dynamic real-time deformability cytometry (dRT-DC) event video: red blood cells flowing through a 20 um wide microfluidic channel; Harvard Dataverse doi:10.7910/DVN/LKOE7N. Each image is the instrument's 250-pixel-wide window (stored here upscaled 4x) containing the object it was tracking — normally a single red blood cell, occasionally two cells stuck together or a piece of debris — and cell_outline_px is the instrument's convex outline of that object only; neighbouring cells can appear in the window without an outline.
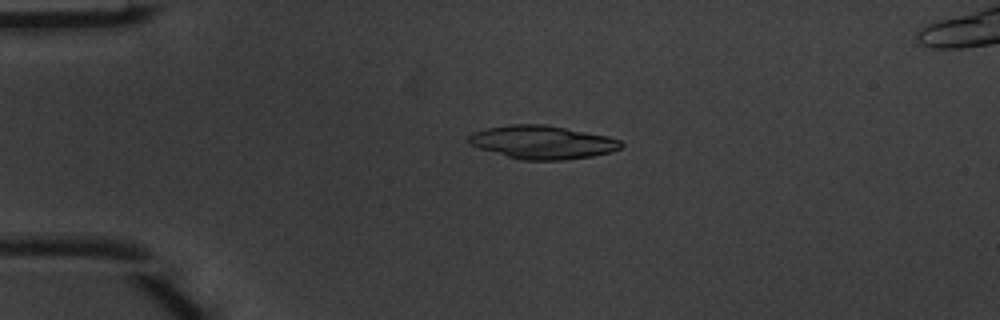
{"species": "common noctule bat (a hibernating species)", "species_latin": "Nyctalus noctula", "temperature_condition": "warm", "stored_images_in_passage": 9, "camera_frame_rate_fps": 3000, "um_per_image_px": 0.085, "animal": {"sex": "male", "body_mass_g": 20.1, "forearm_length_mm": 53.5}, "frame": {"image": 1, "passage_image": 4, "time_ms": 1.0, "image_size_px": [1000, 320], "cell_outline_px": [[624, 144], [620, 148], [612, 152], [592, 156], [564, 160], [520, 160], [480, 148], [468, 144], [468, 136], [472, 132], [488, 128], [508, 124], [544, 124], [608, 136], [620, 140]], "centroid_in_image_um": [46.1, 12.09], "position_along_channel_um": 38.9, "area_um2": 29.59}}